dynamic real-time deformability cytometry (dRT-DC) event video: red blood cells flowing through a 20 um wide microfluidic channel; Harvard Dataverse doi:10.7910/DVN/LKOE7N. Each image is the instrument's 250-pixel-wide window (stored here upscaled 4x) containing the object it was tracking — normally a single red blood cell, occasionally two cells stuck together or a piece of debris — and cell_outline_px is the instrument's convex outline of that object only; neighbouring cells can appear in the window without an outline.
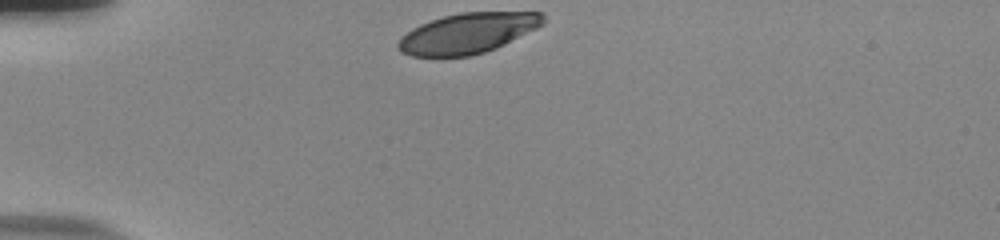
{"species": "human", "species_latin": "Homo sapiens", "temperature_condition": "room temperature", "stored_images_in_passage": 32, "camera_frame_rate_fps": 3000, "um_per_image_px": 0.085, "donor": {"sex": "male"}, "frame": {"image": 1, "passage_image": 1, "time_ms": 0.0, "image_size_px": [1000, 240], "cell_outline_px": [[544, 24], [496, 48], [484, 52], [468, 56], [412, 56], [400, 52], [396, 48], [396, 44], [400, 36], [412, 28], [420, 24], [444, 16], [460, 12], [544, 12]], "centroid_in_image_um": [39.71, 2.82], "position_along_channel_um": 45.3, "area_um2": 34.04}}
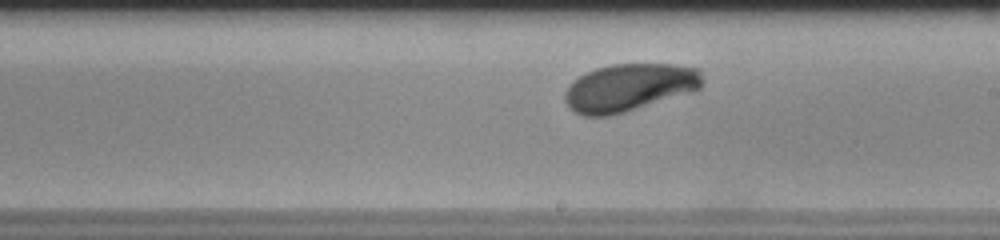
{"frame": {"image": 2, "passage_image": 19, "time_ms": 6.0, "image_size_px": [1000, 240], "cell_outline_px": [[700, 88], [692, 92], [624, 112], [608, 116], [584, 116], [568, 108], [564, 100], [564, 92], [568, 84], [572, 80], [584, 72], [596, 68], [612, 64], [676, 64], [700, 68]], "centroid_in_image_um": [53.42, 7.43], "position_along_channel_um": 235.6, "area_um2": 38.32}}
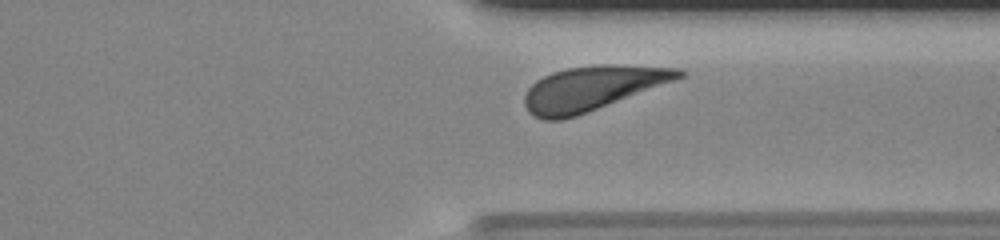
{"frame": {"image": 3, "passage_image": 29, "time_ms": 9.333, "image_size_px": [1000, 240], "cell_outline_px": [[688, 72], [684, 76], [576, 116], [560, 120], [544, 120], [528, 112], [524, 104], [524, 96], [528, 88], [536, 80], [552, 72], [568, 68], [596, 64], [616, 64], [680, 68]], "centroid_in_image_um": [50.3, 7.48], "position_along_channel_um": 361.1, "area_um2": 39.54}, "authors_computed_cell_mechanics": {"area_um2": 37.859, "velocity_mm_per_s": 3.7483, "shape_relaxation_time_tau1_ms": 1.777, "shape_relaxation_time_tau2_ms": null, "deformation_change_tau1": 0.1292, "deformation_change_tau2": null}}